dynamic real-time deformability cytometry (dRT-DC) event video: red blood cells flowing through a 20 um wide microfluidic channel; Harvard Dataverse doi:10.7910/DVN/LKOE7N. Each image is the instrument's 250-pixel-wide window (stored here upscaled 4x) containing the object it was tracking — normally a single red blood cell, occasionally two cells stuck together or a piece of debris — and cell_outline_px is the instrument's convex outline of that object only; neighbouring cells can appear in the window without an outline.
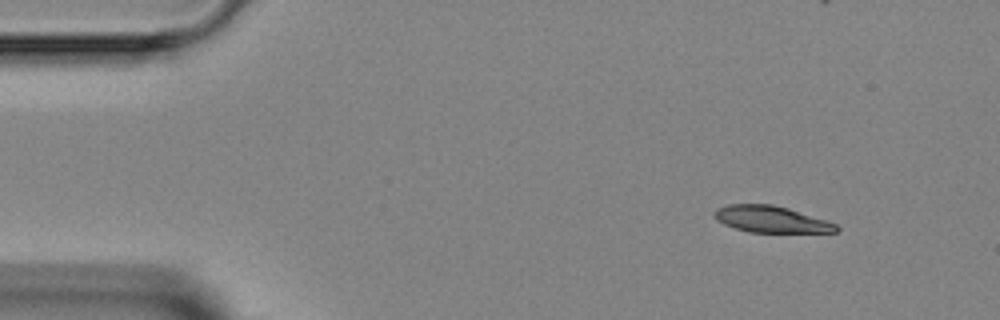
{"species": "Egyptian fruit bat (a non-hibernating species)", "species_latin": "Rousettus aegyptiacus", "temperature_condition": "room temperature", "stored_images_in_passage": 3, "camera_frame_rate_fps": 3000, "um_per_image_px": 0.085, "animal": {"sex": "female"}, "frame": {"image": 1, "passage_image": 1, "time_ms": 0.0, "image_size_px": [1000, 320], "cell_outline_px": [[840, 228], [836, 232], [748, 232], [724, 224], [716, 220], [712, 216], [712, 212], [716, 208], [728, 204], [772, 204], [788, 208], [836, 224]], "centroid_in_image_um": [65.47, 18.63], "position_along_channel_um": 19.5, "area_um2": 18.79}}